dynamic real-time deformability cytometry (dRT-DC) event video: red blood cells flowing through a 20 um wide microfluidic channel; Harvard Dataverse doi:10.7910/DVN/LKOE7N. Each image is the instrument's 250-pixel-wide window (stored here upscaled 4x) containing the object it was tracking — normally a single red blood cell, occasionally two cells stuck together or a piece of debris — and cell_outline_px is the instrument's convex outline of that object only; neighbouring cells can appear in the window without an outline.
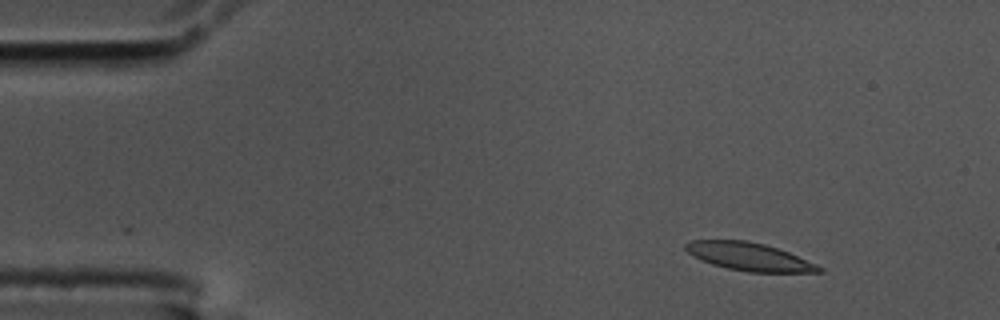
{"species": "common noctule bat (a hibernating species)", "species_latin": "Nyctalus noctula", "temperature_condition": "cold", "stored_images_in_passage": 50, "camera_frame_rate_fps": 3000, "um_per_image_px": 0.085, "animal": {"sex": "male", "body_mass_g": 17.5, "forearm_length_mm": 52.3}, "frame": {"image": 1, "passage_image": 1, "time_ms": 0.0, "image_size_px": [1000, 320], "cell_outline_px": [[824, 272], [748, 272], [728, 268], [712, 264], [700, 260], [692, 256], [684, 248], [684, 244], [692, 240], [748, 240], [764, 244], [788, 252], [816, 264], [824, 268]], "centroid_in_image_um": [63.65, 21.81], "position_along_channel_um": 21.3, "area_um2": 21.68}}
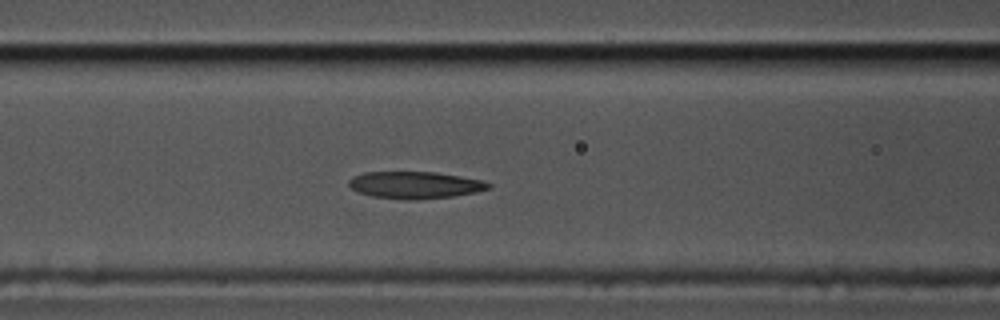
{"frame": {"image": 2, "passage_image": 17, "time_ms": 5.333, "image_size_px": [1000, 320], "cell_outline_px": [[492, 188], [476, 192], [452, 196], [416, 200], [408, 200], [372, 196], [360, 192], [352, 188], [348, 184], [348, 180], [352, 176], [364, 172], [436, 172], [484, 180], [492, 184]], "centroid_in_image_um": [35.31, 15.72], "position_along_channel_um": 131.3, "area_um2": 22.08}}
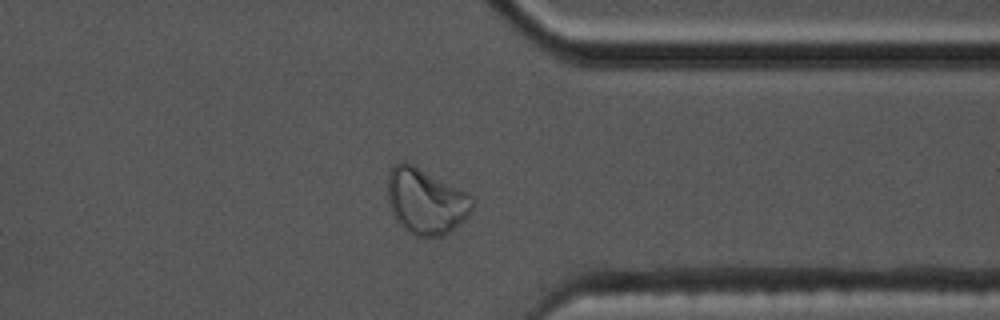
{"frame": {"image": 3, "passage_image": 38, "time_ms": 12.333, "image_size_px": [1000, 320], "cell_outline_px": [[476, 204], [468, 216], [460, 224], [444, 236], [416, 236], [408, 232], [396, 220], [388, 204], [388, 172], [400, 160], [404, 160], [468, 192], [472, 196]], "centroid_in_image_um": [36.22, 17.1], "position_along_channel_um": 375.2, "area_um2": 32.77}, "authors_computed_cell_mechanics": {"area_um2": 23.0911, "velocity_mm_per_s": 3.55, "shape_relaxation_time_tau1_ms": null, "shape_relaxation_time_tau2_ms": 3.9436, "deformation_change_tau1": null, "deformation_change_tau2": 0.1064}}